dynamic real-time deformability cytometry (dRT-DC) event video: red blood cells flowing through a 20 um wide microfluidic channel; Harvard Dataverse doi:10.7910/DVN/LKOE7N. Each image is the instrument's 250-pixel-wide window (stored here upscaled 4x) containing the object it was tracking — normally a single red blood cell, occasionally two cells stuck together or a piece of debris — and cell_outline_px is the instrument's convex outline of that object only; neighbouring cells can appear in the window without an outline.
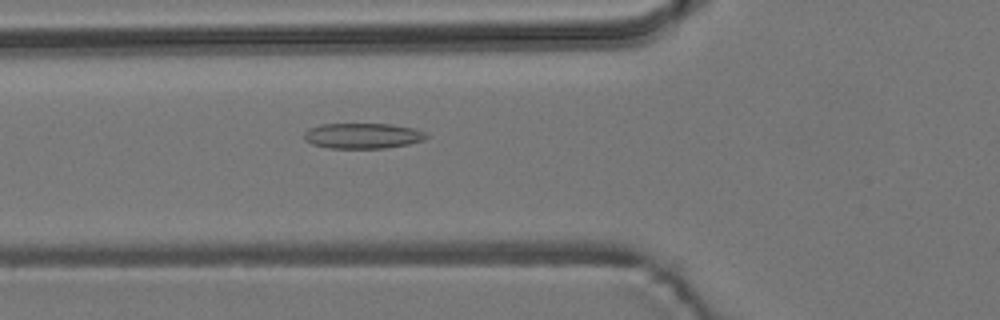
{"species": "common noctule bat (a hibernating species)", "species_latin": "Nyctalus noctula", "temperature_condition": "room temperature", "stored_images_in_passage": 55, "camera_frame_rate_fps": 3000, "um_per_image_px": 0.085, "animal": {"sex": "male", "body_mass_g": 19.2, "forearm_length_mm": 51.8}, "frame": {"image": 1, "passage_image": 20, "time_ms": 6.333, "image_size_px": [1000, 320], "cell_outline_px": [[428, 136], [424, 140], [408, 144], [384, 148], [328, 148], [312, 144], [304, 140], [304, 132], [308, 128], [320, 124], [392, 124], [412, 128], [424, 132]], "centroid_in_image_um": [30.79, 11.54], "position_along_channel_um": 95.0, "area_um2": 18.15}}
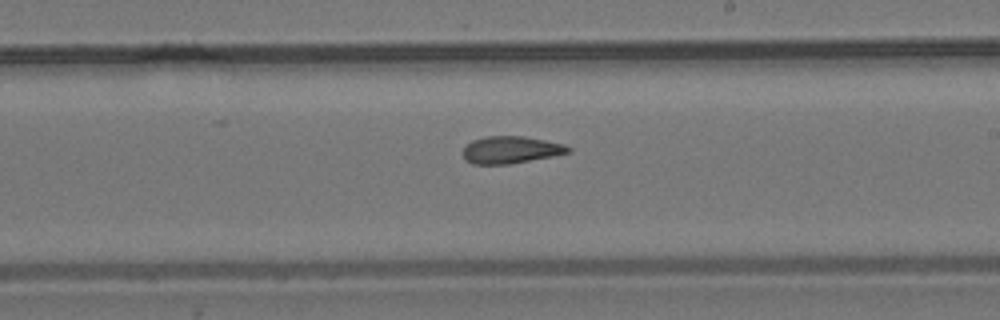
{"frame": {"image": 2, "passage_image": 32, "time_ms": 10.333, "image_size_px": [1000, 320], "cell_outline_px": [[572, 152], [552, 156], [508, 164], [472, 164], [464, 156], [464, 148], [472, 140], [484, 136], [524, 136], [564, 144], [572, 148]], "centroid_in_image_um": [43.45, 12.72], "position_along_channel_um": 245.6, "area_um2": 16.53}}
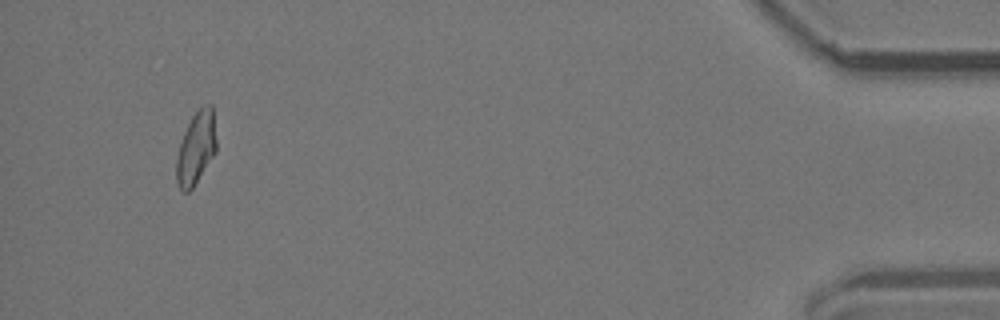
{"frame": {"image": 3, "passage_image": 52, "time_ms": 17.0, "image_size_px": [1000, 320], "cell_outline_px": [[216, 152], [192, 188], [188, 192], [184, 192], [176, 184], [176, 156], [184, 132], [192, 116], [204, 104], [212, 104], [216, 140]], "centroid_in_image_um": [16.66, 12.59], "position_along_channel_um": 418.5, "area_um2": 16.82}, "authors_computed_cell_mechanics": {"area_um2": 17.34, "velocity_mm_per_s": 3.7511, "shape_relaxation_time_tau1_ms": null, "shape_relaxation_time_tau2_ms": 2.5462, "deformation_change_tau1": null, "deformation_change_tau2": 0.0914}}